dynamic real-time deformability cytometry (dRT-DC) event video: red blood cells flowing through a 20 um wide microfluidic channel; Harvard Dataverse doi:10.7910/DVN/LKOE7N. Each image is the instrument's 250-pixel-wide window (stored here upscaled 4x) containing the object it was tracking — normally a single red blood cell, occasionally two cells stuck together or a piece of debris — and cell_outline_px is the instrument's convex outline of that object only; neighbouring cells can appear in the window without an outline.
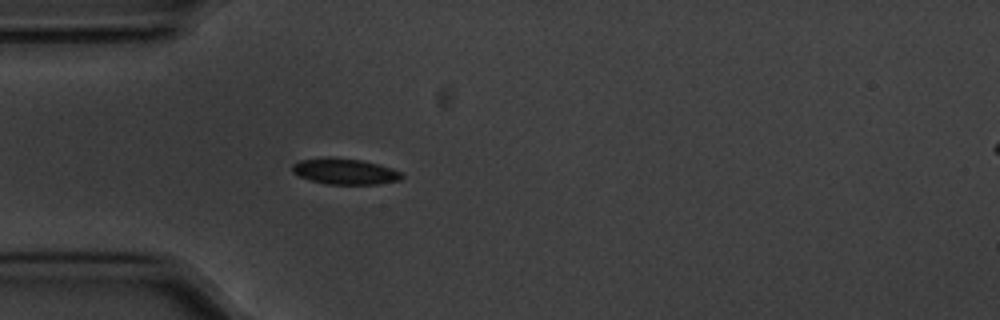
{"species": "common noctule bat (a hibernating species)", "species_latin": "Nyctalus noctula", "temperature_condition": "cold", "stored_images_in_passage": 41, "camera_frame_rate_fps": 3000, "um_per_image_px": 0.085, "animal": {"sex": "male", "body_mass_g": 20.1, "forearm_length_mm": 53.5}, "frame": {"image": 1, "passage_image": 1, "time_ms": 0.0, "image_size_px": [1000, 320], "cell_outline_px": [[404, 176], [400, 180], [380, 184], [328, 184], [312, 180], [300, 176], [292, 172], [292, 164], [300, 160], [328, 156], [360, 160], [380, 164], [404, 172]], "centroid_in_image_um": [29.36, 14.56], "position_along_channel_um": 55.6, "area_um2": 16.7}}
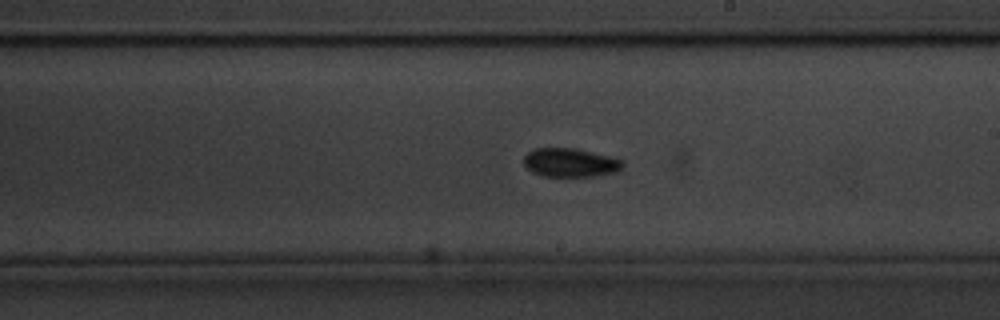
{"frame": {"image": 2, "passage_image": 17, "time_ms": 5.333, "image_size_px": [1000, 320], "cell_outline_px": [[624, 164], [616, 172], [596, 176], [540, 176], [532, 172], [524, 164], [524, 156], [532, 148], [576, 148], [624, 160]], "centroid_in_image_um": [48.45, 13.82], "position_along_channel_um": 240.5, "area_um2": 16.59}}
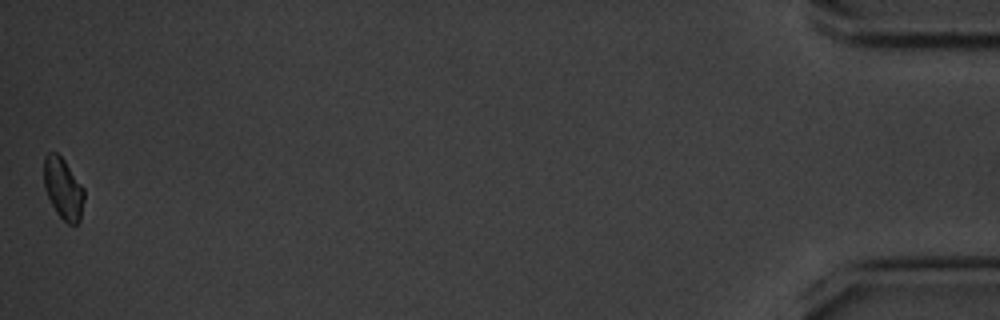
{"frame": {"image": 3, "passage_image": 41, "time_ms": 13.333, "image_size_px": [1000, 320], "cell_outline_px": [[84, 200], [80, 220], [76, 224], [68, 224], [56, 212], [44, 188], [44, 156], [48, 152], [56, 152], [64, 160], [84, 188]], "centroid_in_image_um": [5.37, 16.02], "position_along_channel_um": 429.8, "area_um2": 14.28}, "authors_computed_cell_mechanics": {"area_um2": 15.8372, "velocity_mm_per_s": 3.554, "shape_relaxation_time_tau1_ms": 2.3826, "shape_relaxation_time_tau2_ms": null, "deformation_change_tau1": 0.0767, "deformation_change_tau2": null}}